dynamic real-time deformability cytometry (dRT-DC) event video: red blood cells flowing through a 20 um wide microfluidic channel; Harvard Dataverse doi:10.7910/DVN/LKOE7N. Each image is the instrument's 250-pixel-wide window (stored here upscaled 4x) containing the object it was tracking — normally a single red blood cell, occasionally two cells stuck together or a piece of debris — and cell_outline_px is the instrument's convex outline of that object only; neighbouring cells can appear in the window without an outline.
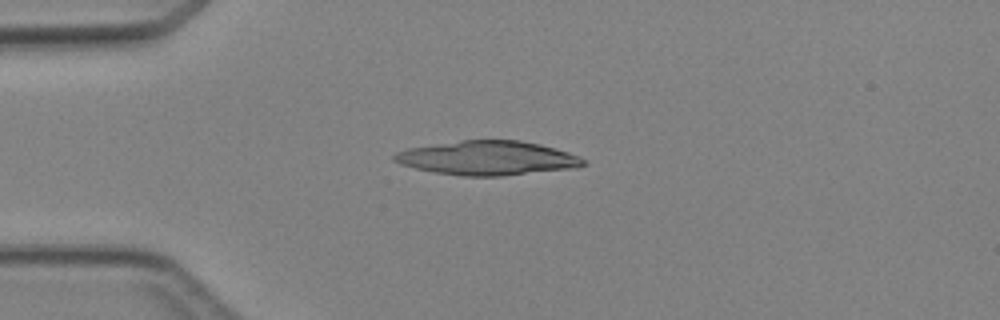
{"species": "Egyptian fruit bat (a non-hibernating species)", "species_latin": "Rousettus aegyptiacus", "temperature_condition": "cold", "stored_images_in_passage": 2, "camera_frame_rate_fps": 3000, "um_per_image_px": 0.085, "animal": {"sex": "female"}, "frame": {"image": 1, "passage_image": 2, "time_ms": 2.0, "image_size_px": [1000, 320], "cell_outline_px": [[588, 164], [576, 168], [500, 176], [464, 176], [436, 172], [416, 168], [400, 164], [392, 160], [392, 156], [396, 152], [408, 148], [460, 140], [520, 140], [540, 144], [556, 148], [580, 156]], "centroid_in_image_um": [41.47, 13.43], "position_along_channel_um": 43.5, "area_um2": 37.69}}